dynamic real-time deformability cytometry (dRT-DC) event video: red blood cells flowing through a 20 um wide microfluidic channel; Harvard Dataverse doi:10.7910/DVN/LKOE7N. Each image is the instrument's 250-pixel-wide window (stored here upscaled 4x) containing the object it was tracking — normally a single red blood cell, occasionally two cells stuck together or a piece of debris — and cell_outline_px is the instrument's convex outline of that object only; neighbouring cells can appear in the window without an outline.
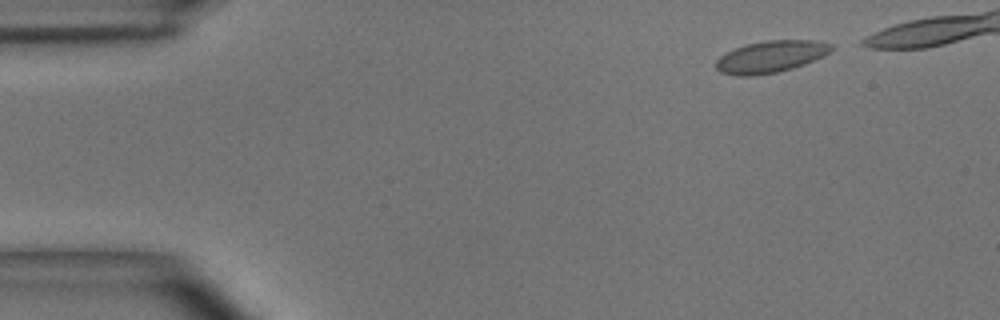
{"species": "common noctule bat (a hibernating species)", "species_latin": "Nyctalus noctula", "temperature_condition": "room temperature", "stored_images_in_passage": 5, "camera_frame_rate_fps": 3000, "um_per_image_px": 0.085, "animal": {"sex": "male", "body_mass_g": 15.6}, "frame": {"image": 1, "passage_image": 1, "time_ms": 0.0, "image_size_px": [1000, 320], "cell_outline_px": [[836, 48], [824, 56], [804, 64], [792, 68], [776, 72], [752, 76], [740, 76], [720, 72], [716, 68], [716, 60], [720, 56], [736, 48], [748, 44], [764, 40], [812, 40], [832, 44]], "centroid_in_image_um": [65.54, 4.81], "position_along_channel_um": 19.5, "area_um2": 21.33}}
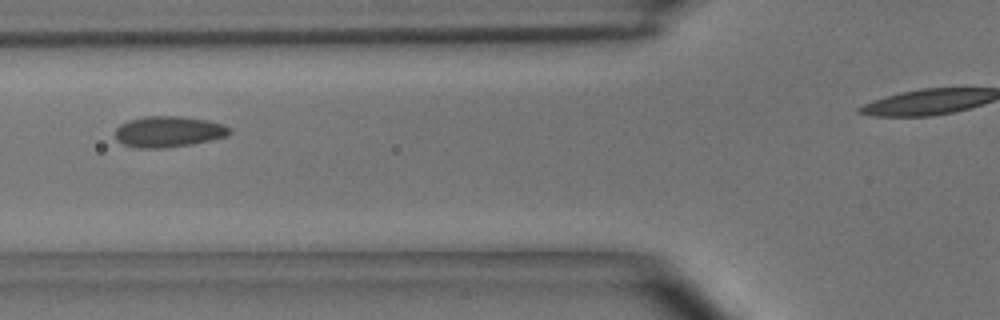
{"frame": {"image": 2, "passage_image": 5, "time_ms": 1.333, "image_size_px": [1000, 320], "cell_outline_px": [[232, 132], [228, 136], [212, 140], [192, 144], [164, 148], [136, 148], [124, 144], [116, 140], [116, 128], [120, 124], [128, 120], [144, 116], [180, 116], [208, 120], [224, 124], [232, 128]], "centroid_in_image_um": [14.36, 11.19], "position_along_channel_um": 111.4, "area_um2": 20.92}}